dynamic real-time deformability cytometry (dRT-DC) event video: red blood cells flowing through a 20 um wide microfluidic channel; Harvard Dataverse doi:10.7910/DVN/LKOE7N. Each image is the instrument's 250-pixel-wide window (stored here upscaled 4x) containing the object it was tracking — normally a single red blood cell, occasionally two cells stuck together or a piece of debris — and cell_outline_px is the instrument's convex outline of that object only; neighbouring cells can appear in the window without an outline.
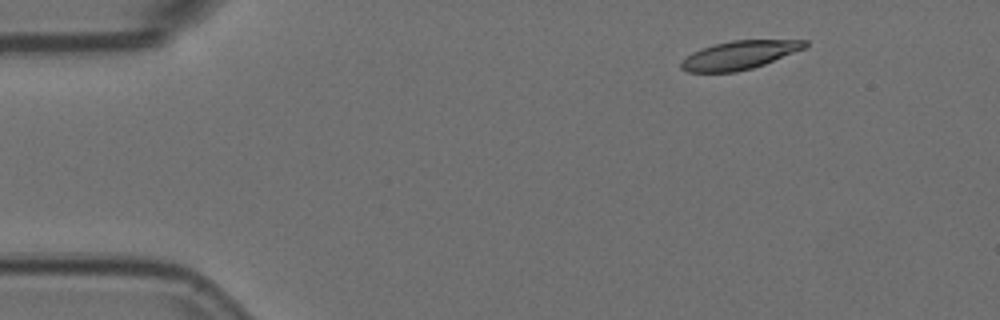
{"species": "Egyptian fruit bat (a non-hibernating species)", "species_latin": "Rousettus aegyptiacus", "temperature_condition": "room temperature", "stored_images_in_passage": 7, "camera_frame_rate_fps": 3000, "um_per_image_px": 0.085, "animal": {"sex": "female"}, "frame": {"image": 1, "passage_image": 1, "time_ms": 0.0, "image_size_px": [1000, 320], "cell_outline_px": [[808, 44], [804, 48], [764, 64], [752, 68], [736, 72], [688, 72], [680, 68], [680, 64], [692, 52], [700, 48], [712, 44], [732, 40], [808, 40]], "centroid_in_image_um": [62.82, 4.68], "position_along_channel_um": 22.2, "area_um2": 20.4}}
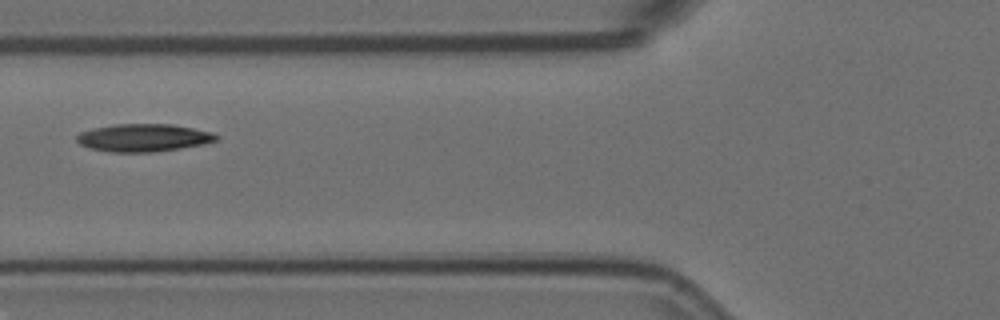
{"frame": {"image": 2, "passage_image": 5, "time_ms": 1.333, "image_size_px": [1000, 320], "cell_outline_px": [[220, 136], [216, 140], [204, 144], [180, 148], [152, 152], [112, 152], [88, 148], [80, 144], [76, 140], [76, 136], [80, 132], [92, 128], [116, 124], [172, 124], [212, 132]], "centroid_in_image_um": [12.18, 11.7], "position_along_channel_um": 113.6, "area_um2": 22.54}}
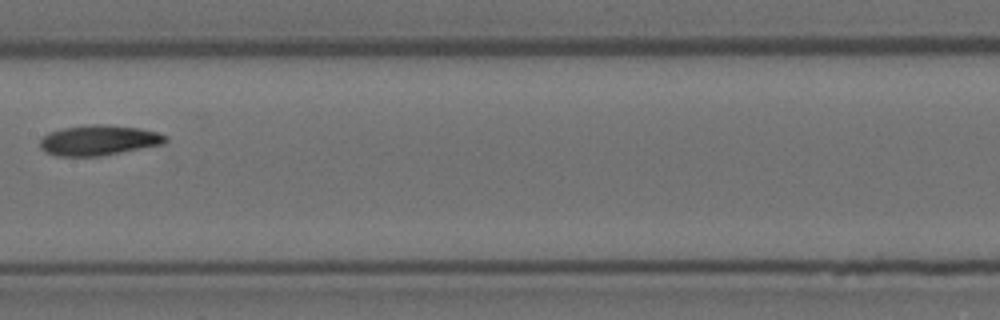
{"frame": {"image": 3, "passage_image": 7, "time_ms": 2.0, "image_size_px": [1000, 320], "cell_outline_px": [[168, 140], [164, 144], [100, 156], [56, 156], [44, 152], [40, 148], [40, 140], [48, 132], [60, 128], [88, 124], [104, 124], [140, 128], [156, 132], [168, 136]], "centroid_in_image_um": [8.37, 11.91], "position_along_channel_um": 199.0, "area_um2": 22.37}}